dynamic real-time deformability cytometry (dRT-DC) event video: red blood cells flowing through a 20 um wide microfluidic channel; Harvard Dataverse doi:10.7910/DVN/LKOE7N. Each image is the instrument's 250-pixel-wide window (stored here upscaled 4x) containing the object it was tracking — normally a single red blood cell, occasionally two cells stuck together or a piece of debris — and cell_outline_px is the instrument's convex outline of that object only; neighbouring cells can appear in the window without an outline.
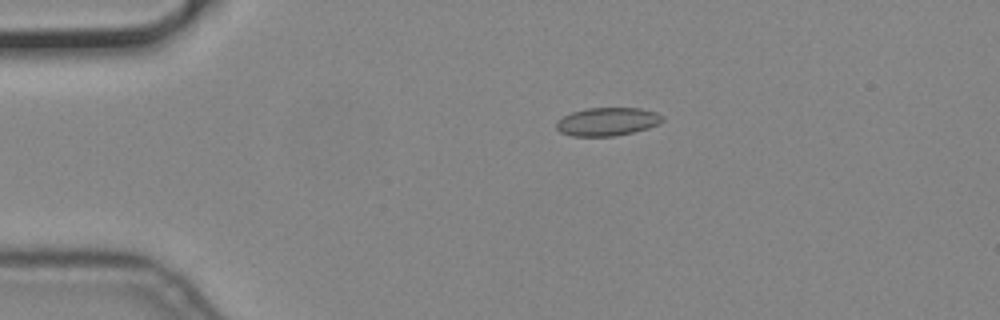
{"species": "common noctule bat (a hibernating species)", "species_latin": "Nyctalus noctula", "temperature_condition": "cold", "stored_images_in_passage": 40, "camera_frame_rate_fps": 3000, "um_per_image_px": 0.085, "animal": {"sex": "male", "body_mass_g": 19.2, "forearm_length_mm": 51.8}, "frame": {"image": 1, "passage_image": 1, "time_ms": 0.0, "image_size_px": [1000, 320], "cell_outline_px": [[664, 120], [648, 128], [632, 132], [612, 136], [572, 136], [560, 132], [556, 128], [556, 120], [572, 112], [588, 108], [640, 108], [656, 112], [664, 116]], "centroid_in_image_um": [51.61, 10.33], "position_along_channel_um": 33.4, "area_um2": 17.4}}
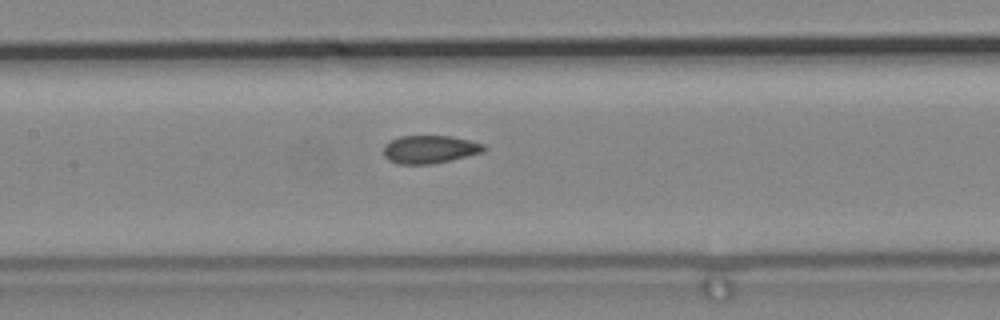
{"frame": {"image": 2, "passage_image": 16, "time_ms": 5.0, "image_size_px": [1000, 320], "cell_outline_px": [[488, 148], [484, 152], [432, 164], [396, 164], [388, 160], [384, 156], [384, 144], [400, 136], [452, 136], [484, 144]], "centroid_in_image_um": [36.53, 12.7], "position_along_channel_um": 170.9, "area_um2": 16.42}}
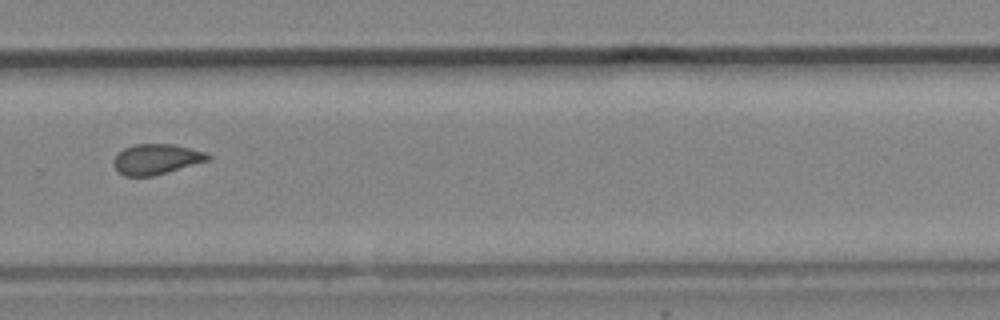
{"frame": {"image": 3, "passage_image": 28, "time_ms": 9.0, "image_size_px": [1000, 320], "cell_outline_px": [[212, 156], [208, 160], [168, 172], [152, 176], [124, 176], [112, 164], [112, 160], [124, 148], [136, 144], [172, 144], [208, 152]], "centroid_in_image_um": [13.3, 13.52], "position_along_channel_um": 316.5, "area_um2": 16.59}}